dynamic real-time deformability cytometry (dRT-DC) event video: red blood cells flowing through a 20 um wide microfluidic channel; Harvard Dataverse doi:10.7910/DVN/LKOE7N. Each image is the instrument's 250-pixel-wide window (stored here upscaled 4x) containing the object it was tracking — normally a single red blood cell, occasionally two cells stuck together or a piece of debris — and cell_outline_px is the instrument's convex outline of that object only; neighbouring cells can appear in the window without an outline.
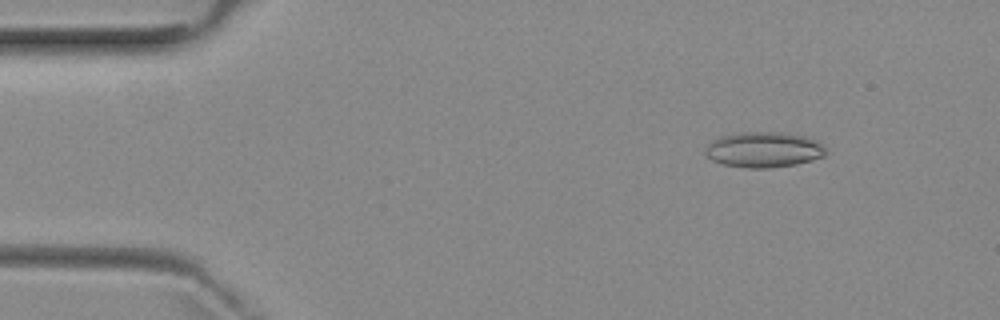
{"species": "common noctule bat (a hibernating species)", "species_latin": "Nyctalus noctula", "temperature_condition": "room temperature", "stored_images_in_passage": 5, "camera_frame_rate_fps": 3000, "um_per_image_px": 0.085, "animal": {"sex": "female", "body_mass_g": 29.2, "forearm_length_mm": 56.3}, "frame": {"image": 1, "passage_image": 1, "time_ms": 0.0, "image_size_px": [1000, 320], "cell_outline_px": [[828, 152], [824, 156], [812, 160], [796, 164], [772, 168], [748, 168], [724, 164], [712, 160], [704, 152], [704, 148], [712, 140], [720, 136], [740, 132], [780, 132], [808, 136], [824, 144]], "centroid_in_image_um": [64.96, 12.71], "position_along_channel_um": 20.0, "area_um2": 25.26}}
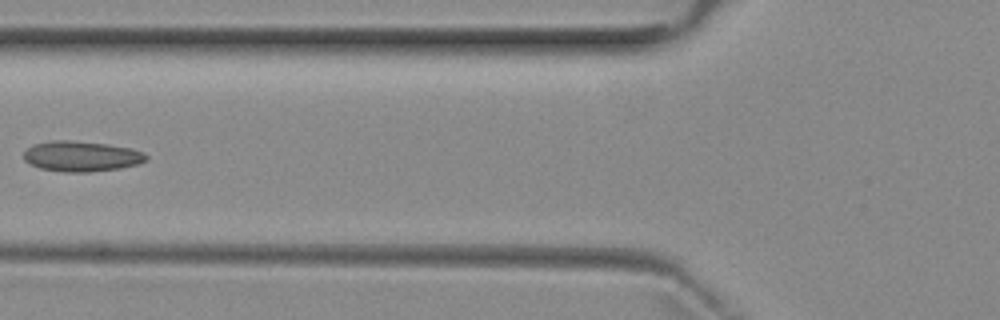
{"frame": {"image": 2, "passage_image": 5, "time_ms": 4.667, "image_size_px": [1000, 320], "cell_outline_px": [[148, 160], [136, 164], [120, 168], [88, 172], [64, 172], [40, 168], [24, 160], [24, 152], [32, 144], [48, 140], [68, 140], [108, 144], [132, 148], [144, 152], [148, 156]], "centroid_in_image_um": [6.93, 13.27], "position_along_channel_um": 118.9, "area_um2": 21.79}}